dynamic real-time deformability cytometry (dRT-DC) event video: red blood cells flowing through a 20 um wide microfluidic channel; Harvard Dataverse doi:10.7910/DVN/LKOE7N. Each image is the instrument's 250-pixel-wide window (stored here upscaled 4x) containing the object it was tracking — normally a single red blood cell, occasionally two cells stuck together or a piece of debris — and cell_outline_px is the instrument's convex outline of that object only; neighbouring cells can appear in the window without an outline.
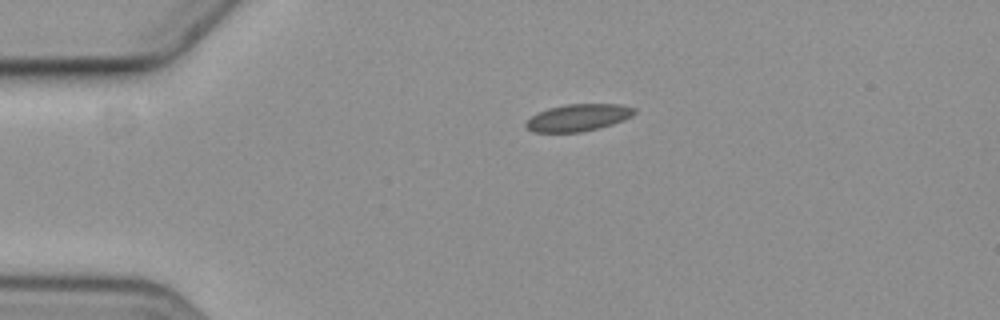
{"species": "common noctule bat (a hibernating species)", "species_latin": "Nyctalus noctula", "temperature_condition": "cold", "stored_images_in_passage": 3, "camera_frame_rate_fps": 3000, "um_per_image_px": 0.085, "animal": {"sex": "female", "body_mass_g": 19.3, "forearm_length_mm": 54.1}, "frame": {"image": 1, "passage_image": 1, "time_ms": 0.0, "image_size_px": [1000, 320], "cell_outline_px": [[636, 112], [632, 116], [624, 120], [612, 124], [580, 132], [532, 132], [524, 128], [524, 124], [532, 116], [548, 108], [564, 104], [624, 104], [636, 108]], "centroid_in_image_um": [49.15, 9.99], "position_along_channel_um": 35.8, "area_um2": 17.17}}
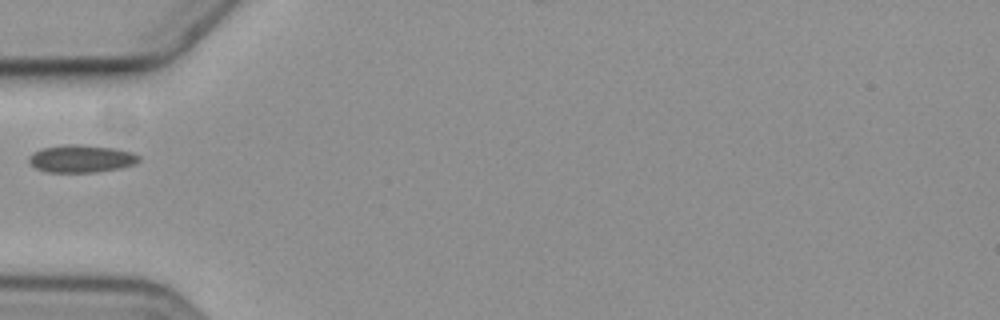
{"frame": {"image": 2, "passage_image": 3, "time_ms": 2.333, "image_size_px": [1000, 320], "cell_outline_px": [[140, 160], [136, 164], [120, 168], [96, 172], [48, 172], [36, 168], [28, 160], [28, 156], [32, 152], [40, 148], [64, 144], [76, 144], [116, 148], [132, 152], [140, 156]], "centroid_in_image_um": [6.91, 13.48], "position_along_channel_um": 78.1, "area_um2": 17.86}}